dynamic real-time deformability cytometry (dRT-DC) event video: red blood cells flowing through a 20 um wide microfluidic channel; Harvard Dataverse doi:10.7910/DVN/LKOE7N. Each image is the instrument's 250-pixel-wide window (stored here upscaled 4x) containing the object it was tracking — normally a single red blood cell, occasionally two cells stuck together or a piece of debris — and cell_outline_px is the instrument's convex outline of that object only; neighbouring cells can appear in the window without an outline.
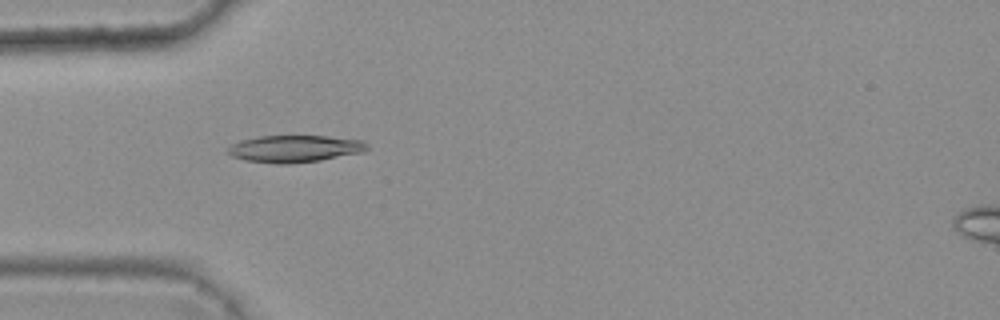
{"species": "common noctule bat (a hibernating species)", "species_latin": "Nyctalus noctula", "temperature_condition": "warm", "stored_images_in_passage": 1, "camera_frame_rate_fps": 3000, "um_per_image_px": 0.085, "animal": {"sex": "female", "body_mass_g": 25.1}, "frame": {"image": 1, "passage_image": 1, "time_ms": 0.0, "image_size_px": [1000, 320], "cell_outline_px": [[368, 148], [364, 152], [320, 160], [288, 164], [276, 164], [244, 160], [232, 156], [228, 152], [228, 148], [232, 144], [240, 140], [260, 136], [328, 136], [364, 140], [368, 144]], "centroid_in_image_um": [25.07, 12.64], "position_along_channel_um": 59.9, "area_um2": 22.02}}